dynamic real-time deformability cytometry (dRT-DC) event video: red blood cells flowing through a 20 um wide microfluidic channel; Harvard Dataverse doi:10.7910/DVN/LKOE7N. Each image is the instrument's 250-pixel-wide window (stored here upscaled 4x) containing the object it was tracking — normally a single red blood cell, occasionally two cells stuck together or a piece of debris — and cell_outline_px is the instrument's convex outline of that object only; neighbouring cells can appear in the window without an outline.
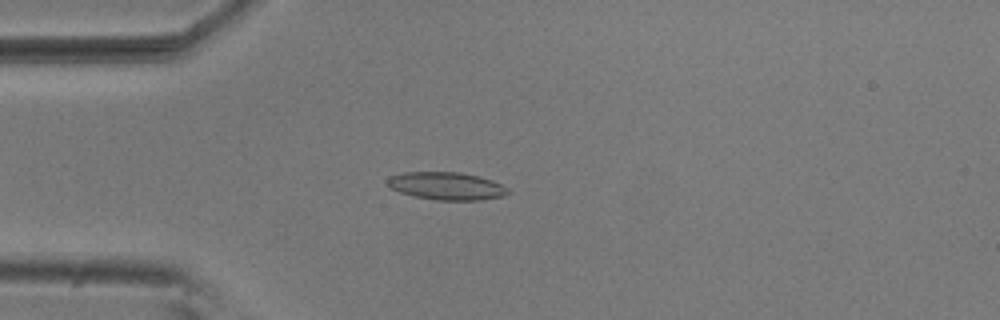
{"species": "common noctule bat (a hibernating species)", "species_latin": "Nyctalus noctula", "temperature_condition": "room temperature", "stored_images_in_passage": 50, "camera_frame_rate_fps": 3000, "um_per_image_px": 0.085, "animal": {"sex": "male", "body_mass_g": 20.5, "forearm_length_mm": 52.5}, "frame": {"image": 1, "passage_image": 10, "time_ms": 3.0, "image_size_px": [1000, 320], "cell_outline_px": [[512, 192], [504, 196], [480, 200], [436, 200], [416, 196], [400, 192], [384, 184], [384, 180], [388, 176], [404, 172], [456, 172], [480, 176], [492, 180], [508, 188]], "centroid_in_image_um": [37.93, 15.8], "position_along_channel_um": 47.1, "area_um2": 19.65}}
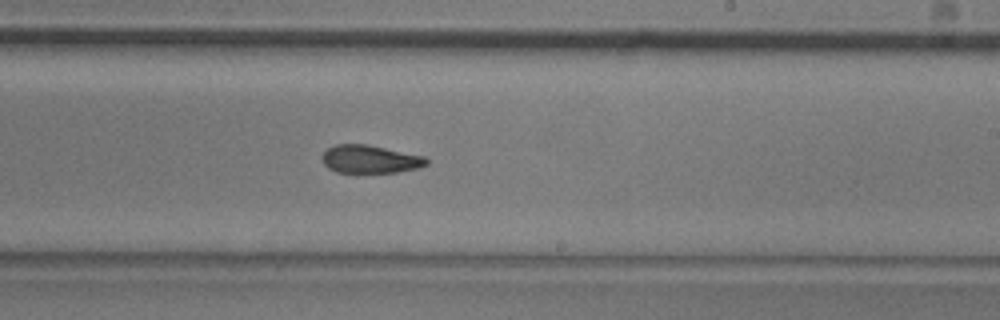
{"frame": {"image": 2, "passage_image": 28, "time_ms": 9.0, "image_size_px": [1000, 320], "cell_outline_px": [[428, 164], [420, 168], [396, 172], [336, 172], [328, 168], [324, 164], [320, 156], [328, 148], [336, 144], [368, 144], [424, 156], [428, 160]], "centroid_in_image_um": [31.45, 13.52], "position_along_channel_um": 257.5, "area_um2": 17.11}}
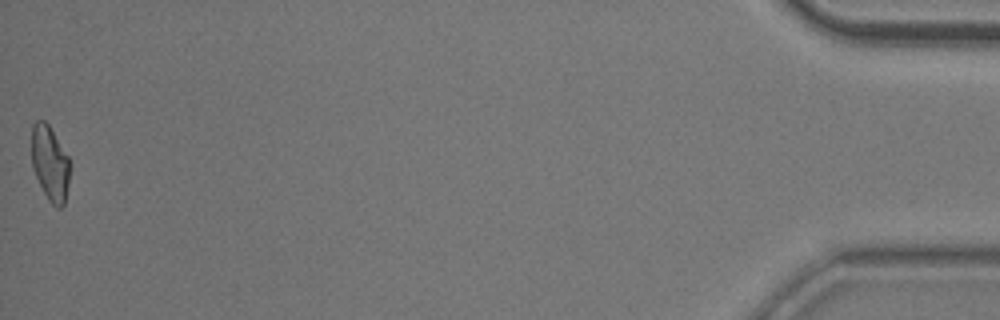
{"frame": {"image": 3, "passage_image": 50, "time_ms": 16.333, "image_size_px": [1000, 320], "cell_outline_px": [[68, 184], [64, 204], [60, 208], [56, 208], [48, 200], [32, 168], [32, 124], [36, 120], [44, 120], [48, 124], [68, 156]], "centroid_in_image_um": [4.23, 13.87], "position_along_channel_um": 431.0, "area_um2": 16.42}, "authors_computed_cell_mechanics": {"area_um2": 17.7735, "velocity_mm_per_s": 3.7194, "shape_relaxation_time_tau1_ms": 8.848, "shape_relaxation_time_tau2_ms": 2.901, "deformation_change_tau1": 0.2087, "deformation_change_tau2": 0.0954}}